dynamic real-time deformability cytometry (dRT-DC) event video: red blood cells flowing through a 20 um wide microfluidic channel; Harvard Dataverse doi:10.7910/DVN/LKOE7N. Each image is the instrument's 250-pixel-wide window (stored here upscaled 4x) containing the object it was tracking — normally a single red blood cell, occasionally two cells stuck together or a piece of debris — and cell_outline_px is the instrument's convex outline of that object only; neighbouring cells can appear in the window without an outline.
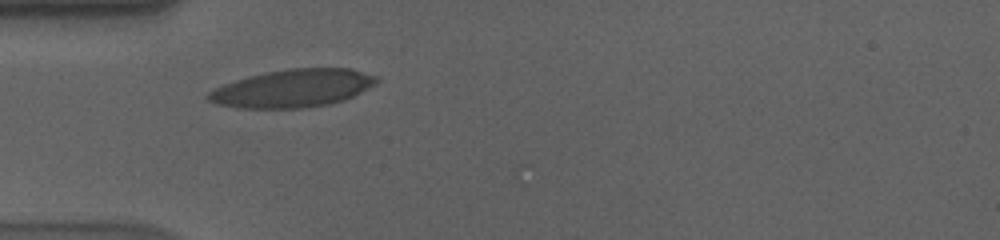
{"species": "human", "species_latin": "Homo sapiens", "temperature_condition": "cold", "stored_images_in_passage": 41, "camera_frame_rate_fps": 3000, "um_per_image_px": 0.085, "donor": {"sex": "male"}, "frame": {"image": 1, "passage_image": 1, "time_ms": 0.0, "image_size_px": [1000, 240], "cell_outline_px": [[380, 80], [376, 84], [344, 100], [328, 104], [300, 108], [240, 108], [216, 104], [208, 100], [204, 96], [208, 92], [224, 84], [248, 76], [288, 68], [352, 68], [380, 76]], "centroid_in_image_um": [24.91, 7.5], "position_along_channel_um": 60.1, "area_um2": 37.22}}
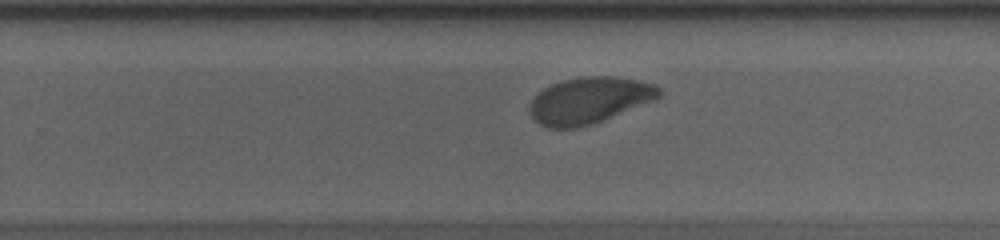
{"frame": {"image": 2, "passage_image": 20, "time_ms": 6.333, "image_size_px": [1000, 240], "cell_outline_px": [[664, 92], [660, 96], [652, 100], [592, 124], [576, 128], [548, 128], [540, 124], [532, 116], [528, 108], [528, 104], [544, 88], [560, 80], [584, 76], [612, 76], [640, 80], [656, 84], [664, 88]], "centroid_in_image_um": [50.1, 8.51], "position_along_channel_um": 279.7, "area_um2": 34.91}}
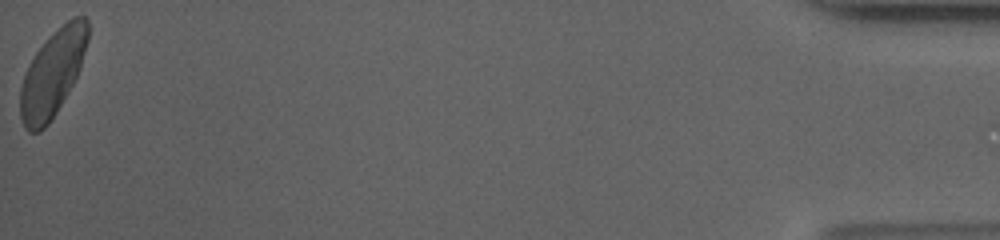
{"frame": {"image": 3, "passage_image": 41, "time_ms": 13.333, "image_size_px": [1000, 240], "cell_outline_px": [[88, 40], [80, 68], [68, 92], [56, 112], [48, 124], [40, 132], [28, 132], [24, 128], [20, 116], [20, 88], [24, 76], [36, 52], [48, 36], [68, 20], [76, 16], [84, 16], [88, 20]], "centroid_in_image_um": [4.46, 6.25], "position_along_channel_um": 430.7, "area_um2": 33.58}, "authors_computed_cell_mechanics": {"area_um2": 35.0846, "velocity_mm_per_s": 3.5305, "shape_relaxation_time_tau1_ms": 3.0328, "shape_relaxation_time_tau2_ms": 3.3246, "deformation_change_tau1": 0.1215, "deformation_change_tau2": 0.0825}}